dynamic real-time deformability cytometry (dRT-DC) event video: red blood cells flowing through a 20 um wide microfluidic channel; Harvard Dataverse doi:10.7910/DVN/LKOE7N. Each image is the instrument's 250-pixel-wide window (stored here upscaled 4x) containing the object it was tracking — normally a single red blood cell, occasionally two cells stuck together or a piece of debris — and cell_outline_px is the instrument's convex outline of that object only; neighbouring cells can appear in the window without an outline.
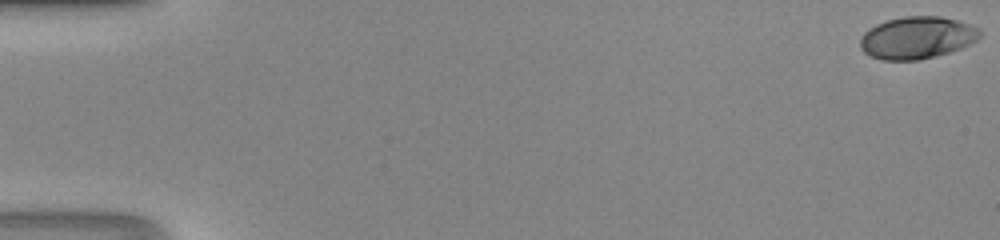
{"species": "human", "species_latin": "Homo sapiens", "temperature_condition": "room temperature", "stored_images_in_passage": 49, "camera_frame_rate_fps": 3000, "um_per_image_px": 0.085, "donor": {"sex": "male"}, "frame": {"image": 1, "passage_image": 1, "time_ms": 0.0, "image_size_px": [1000, 240], "cell_outline_px": [[980, 36], [976, 40], [960, 48], [936, 56], [920, 60], [880, 60], [864, 52], [860, 48], [860, 40], [864, 32], [868, 28], [876, 24], [888, 20], [904, 16], [940, 16], [972, 24], [980, 28]], "centroid_in_image_um": [77.94, 3.2], "position_along_channel_um": 7.1, "area_um2": 29.48}}
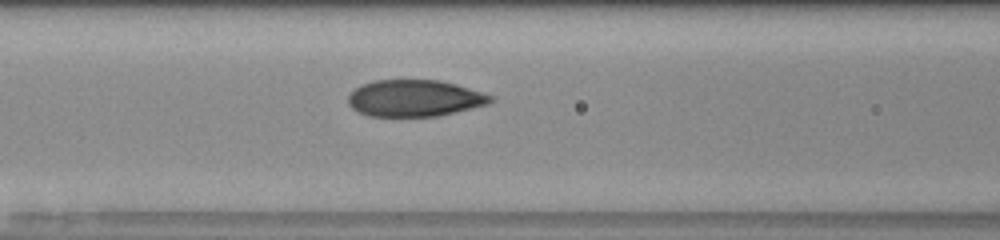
{"frame": {"image": 2, "passage_image": 22, "time_ms": 7.0, "image_size_px": [1000, 240], "cell_outline_px": [[496, 100], [488, 104], [456, 112], [436, 116], [368, 116], [352, 108], [348, 104], [348, 96], [360, 84], [372, 80], [436, 80], [456, 84], [492, 96]], "centroid_in_image_um": [35.22, 8.35], "position_along_channel_um": 131.4, "area_um2": 30.35}}
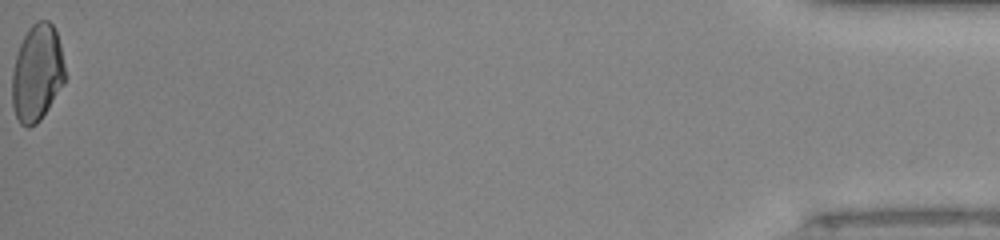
{"frame": {"image": 3, "passage_image": 49, "time_ms": 16.0, "image_size_px": [1000, 240], "cell_outline_px": [[68, 76], [64, 84], [40, 120], [36, 124], [28, 128], [20, 124], [16, 116], [12, 104], [12, 72], [16, 56], [20, 44], [28, 28], [36, 20], [48, 20], [52, 24], [56, 32], [60, 44]], "centroid_in_image_um": [3.17, 6.2], "position_along_channel_um": 432.0, "area_um2": 30.23}}